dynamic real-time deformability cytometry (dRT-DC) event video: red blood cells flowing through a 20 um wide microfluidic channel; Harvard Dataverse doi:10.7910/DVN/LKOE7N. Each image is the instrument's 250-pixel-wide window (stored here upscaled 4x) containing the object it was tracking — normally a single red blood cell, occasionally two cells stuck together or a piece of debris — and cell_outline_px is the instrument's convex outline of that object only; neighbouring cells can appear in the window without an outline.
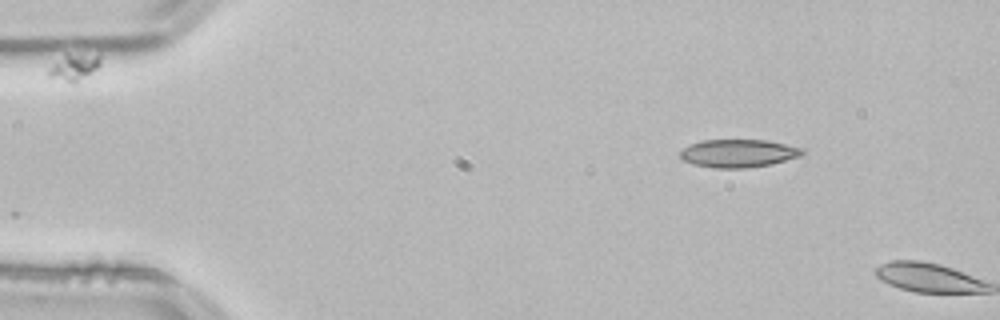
{"species": "common noctule bat (a hibernating species)", "species_latin": "Nyctalus noctula", "temperature_condition": "room temperature", "stored_images_in_passage": 2, "camera_frame_rate_fps": 3000, "um_per_image_px": 0.085, "animal": {"sex": "male", "body_mass_g": 21.5, "forearm_length_mm": 52.0}, "frame": {"image": 1, "passage_image": 1, "time_ms": 0.0, "image_size_px": [1000, 320], "cell_outline_px": [[804, 152], [800, 156], [772, 164], [748, 168], [716, 168], [692, 164], [684, 160], [680, 156], [680, 152], [684, 148], [700, 140], [768, 140], [804, 148]], "centroid_in_image_um": [62.79, 13.03], "position_along_channel_um": 22.2, "area_um2": 19.94}}